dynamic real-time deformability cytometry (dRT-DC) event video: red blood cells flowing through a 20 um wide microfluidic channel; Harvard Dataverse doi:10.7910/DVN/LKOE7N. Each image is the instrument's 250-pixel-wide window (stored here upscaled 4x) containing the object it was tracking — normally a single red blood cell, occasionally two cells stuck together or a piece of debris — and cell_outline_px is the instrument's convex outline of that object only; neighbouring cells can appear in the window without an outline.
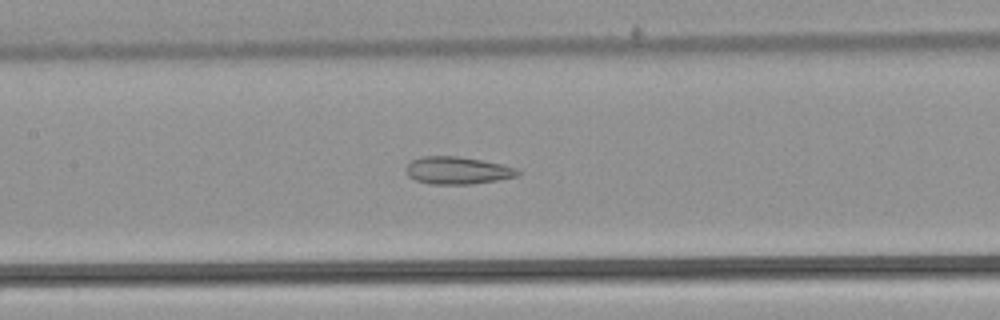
{"species": "common noctule bat (a hibernating species)", "species_latin": "Nyctalus noctula", "temperature_condition": "warm", "stored_images_in_passage": 41, "camera_frame_rate_fps": 3000, "um_per_image_px": 0.085, "animal": {"sex": "male", "body_mass_g": 21.5, "forearm_length_mm": 52.0}, "frame": {"image": 1, "passage_image": 13, "time_ms": 4.0, "image_size_px": [1000, 320], "cell_outline_px": [[520, 172], [516, 176], [496, 180], [472, 184], [432, 184], [416, 180], [408, 176], [404, 168], [412, 160], [424, 156], [456, 156], [504, 164], [516, 168]], "centroid_in_image_um": [38.86, 14.48], "position_along_channel_um": 168.5, "area_um2": 17.74}}
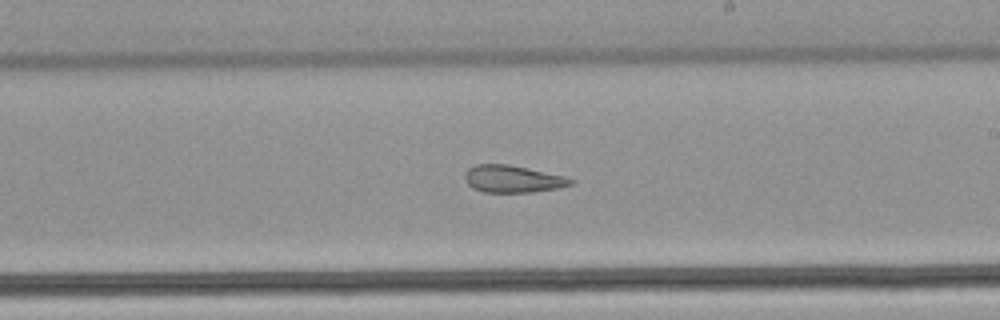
{"frame": {"image": 2, "passage_image": 19, "time_ms": 6.0, "image_size_px": [1000, 320], "cell_outline_px": [[572, 184], [560, 188], [532, 192], [484, 192], [472, 188], [464, 180], [464, 176], [468, 168], [476, 164], [508, 164], [564, 176], [572, 180]], "centroid_in_image_um": [43.54, 15.21], "position_along_channel_um": 245.5, "area_um2": 16.7}}
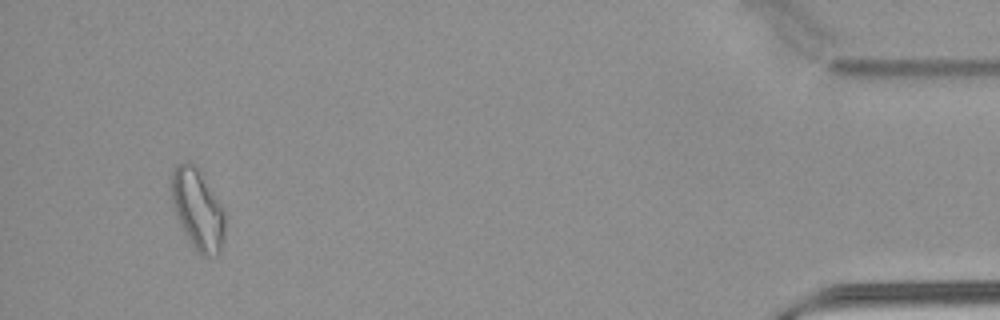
{"frame": {"image": 3, "passage_image": 38, "time_ms": 12.333, "image_size_px": [1000, 320], "cell_outline_px": [[224, 236], [220, 252], [216, 256], [208, 260], [200, 256], [192, 244], [176, 212], [172, 200], [168, 184], [172, 172], [176, 164], [188, 160], [200, 168], [224, 212]], "centroid_in_image_um": [16.79, 17.76], "position_along_channel_um": 418.4, "area_um2": 25.32}, "authors_computed_cell_mechanics": {"area_um2": 19.1896, "velocity_mm_per_s": 3.8628, "shape_relaxation_time_tau1_ms": null, "shape_relaxation_time_tau2_ms": 2.9396, "deformation_change_tau1": null, "deformation_change_tau2": 0.1184}}